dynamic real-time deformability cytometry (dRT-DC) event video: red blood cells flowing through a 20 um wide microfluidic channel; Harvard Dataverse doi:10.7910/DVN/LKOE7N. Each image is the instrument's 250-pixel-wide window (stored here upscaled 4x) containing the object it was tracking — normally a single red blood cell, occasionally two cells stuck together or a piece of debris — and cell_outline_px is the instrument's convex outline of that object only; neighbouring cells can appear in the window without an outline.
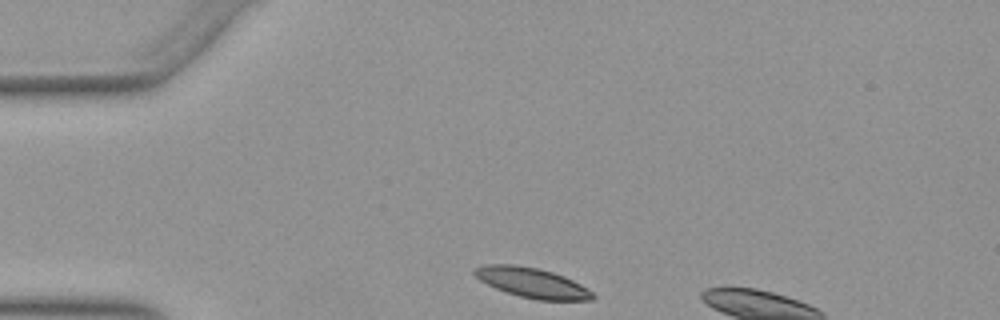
{"species": "Egyptian fruit bat (a non-hibernating species)", "species_latin": "Rousettus aegyptiacus", "temperature_condition": "warm", "stored_images_in_passage": 4, "camera_frame_rate_fps": 3000, "um_per_image_px": 0.085, "animal": {"sex": "female"}, "frame": {"image": 1, "passage_image": 1, "time_ms": 0.0, "image_size_px": [1000, 320], "cell_outline_px": [[596, 296], [592, 300], [536, 300], [520, 296], [496, 288], [480, 280], [472, 272], [476, 268], [484, 264], [516, 264], [536, 268], [552, 272], [564, 276], [588, 288]], "centroid_in_image_um": [45.24, 24.03], "position_along_channel_um": 39.8, "area_um2": 20.46}}